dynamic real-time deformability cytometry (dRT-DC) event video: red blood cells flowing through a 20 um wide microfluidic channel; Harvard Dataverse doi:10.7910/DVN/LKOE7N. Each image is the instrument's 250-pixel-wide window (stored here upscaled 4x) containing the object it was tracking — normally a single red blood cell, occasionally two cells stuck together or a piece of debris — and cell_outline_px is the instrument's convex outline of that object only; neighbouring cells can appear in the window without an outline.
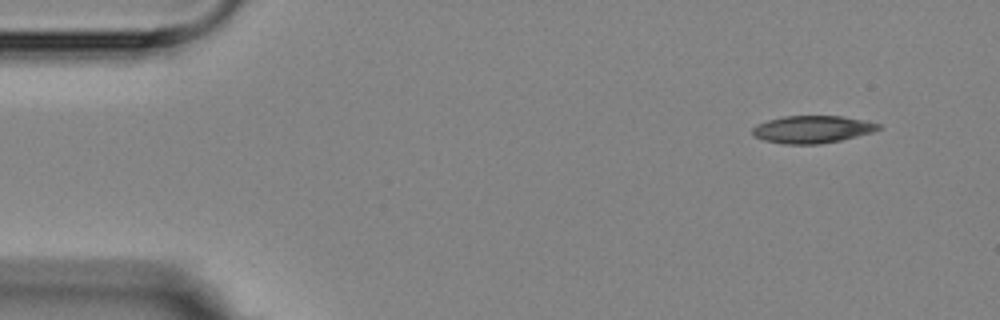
{"species": "Egyptian fruit bat (a non-hibernating species)", "species_latin": "Rousettus aegyptiacus", "temperature_condition": "room temperature", "stored_images_in_passage": 4, "camera_frame_rate_fps": 3000, "um_per_image_px": 0.085, "animal": {"sex": "female"}, "frame": {"image": 1, "passage_image": 1, "time_ms": 0.0, "image_size_px": [1000, 320], "cell_outline_px": [[884, 128], [872, 132], [840, 140], [820, 144], [784, 144], [764, 140], [752, 136], [752, 128], [756, 124], [768, 120], [784, 116], [840, 116], [864, 120], [880, 124]], "centroid_in_image_um": [69.03, 10.99], "position_along_channel_um": 16.0, "area_um2": 20.17}}
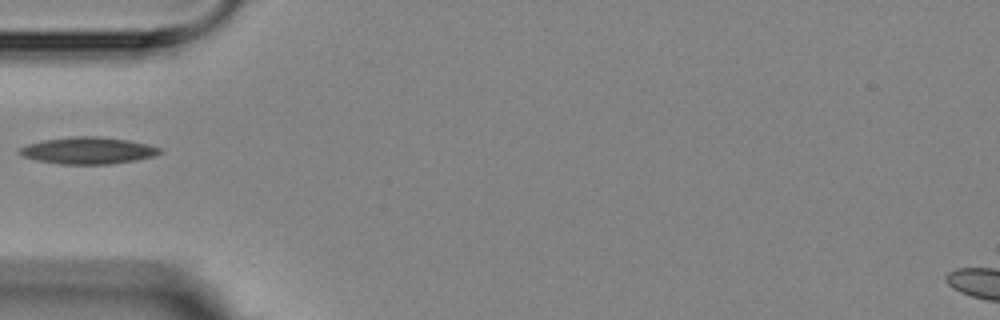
{"frame": {"image": 2, "passage_image": 4, "time_ms": 4.333, "image_size_px": [1000, 320], "cell_outline_px": [[164, 152], [156, 156], [136, 160], [108, 164], [60, 164], [36, 160], [20, 156], [16, 152], [16, 148], [28, 144], [44, 140], [72, 136], [100, 136], [128, 140], [148, 144], [160, 148]], "centroid_in_image_um": [7.45, 12.79], "position_along_channel_um": 77.5, "area_um2": 22.25}}